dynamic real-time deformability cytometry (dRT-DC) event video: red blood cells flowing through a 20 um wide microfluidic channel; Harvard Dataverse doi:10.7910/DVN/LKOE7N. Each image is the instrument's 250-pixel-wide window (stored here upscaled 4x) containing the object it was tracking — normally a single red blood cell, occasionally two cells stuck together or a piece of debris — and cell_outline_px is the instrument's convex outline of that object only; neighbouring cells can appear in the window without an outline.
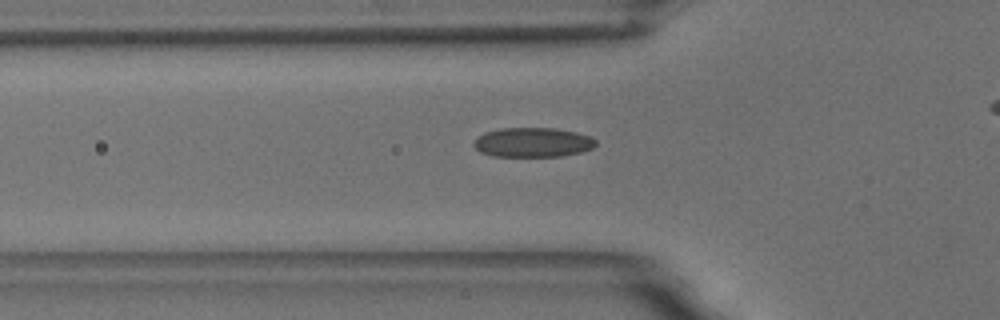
{"species": "common noctule bat (a hibernating species)", "species_latin": "Nyctalus noctula", "temperature_condition": "room temperature", "stored_images_in_passage": 42, "camera_frame_rate_fps": 3000, "um_per_image_px": 0.085, "animal": {"sex": "male", "body_mass_g": 18.8}, "frame": {"image": 1, "passage_image": 13, "time_ms": 4.0, "image_size_px": [1000, 320], "cell_outline_px": [[596, 144], [592, 148], [580, 152], [560, 156], [492, 156], [480, 152], [472, 144], [476, 136], [484, 132], [500, 128], [556, 128], [576, 132], [592, 136], [596, 140]], "centroid_in_image_um": [45.26, 12.09], "position_along_channel_um": 80.5, "area_um2": 21.15}}
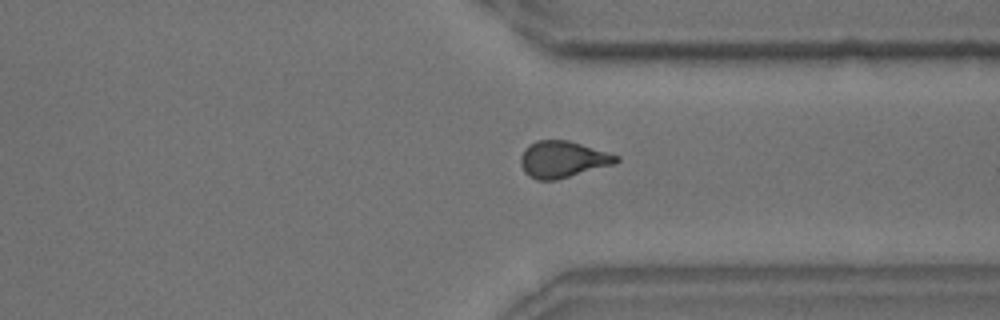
{"frame": {"image": 2, "passage_image": 36, "time_ms": 11.667, "image_size_px": [1000, 320], "cell_outline_px": [[620, 160], [616, 164], [556, 180], [536, 180], [528, 176], [524, 172], [520, 164], [520, 156], [524, 148], [528, 144], [536, 140], [568, 140], [608, 152], [620, 156]], "centroid_in_image_um": [47.82, 13.55], "position_along_channel_um": 363.6, "area_um2": 20.69}}
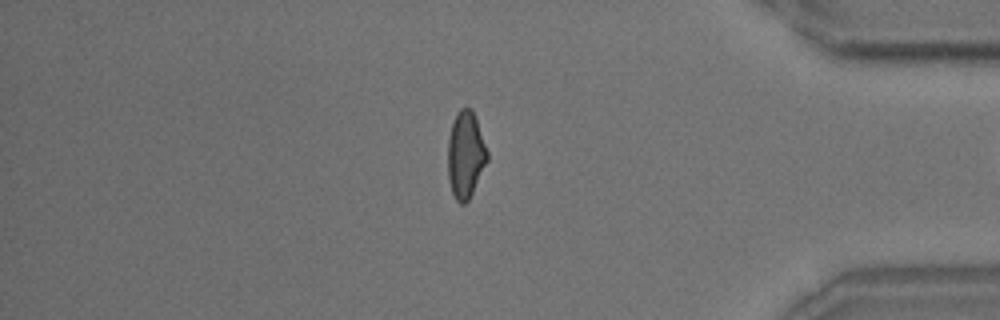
{"frame": {"image": 3, "passage_image": 41, "time_ms": 13.333, "image_size_px": [1000, 320], "cell_outline_px": [[488, 160], [468, 200], [464, 204], [460, 204], [456, 200], [452, 192], [448, 180], [448, 140], [452, 124], [456, 112], [460, 108], [472, 108], [488, 152]], "centroid_in_image_um": [39.56, 13.15], "position_along_channel_um": 395.6, "area_um2": 19.83}}